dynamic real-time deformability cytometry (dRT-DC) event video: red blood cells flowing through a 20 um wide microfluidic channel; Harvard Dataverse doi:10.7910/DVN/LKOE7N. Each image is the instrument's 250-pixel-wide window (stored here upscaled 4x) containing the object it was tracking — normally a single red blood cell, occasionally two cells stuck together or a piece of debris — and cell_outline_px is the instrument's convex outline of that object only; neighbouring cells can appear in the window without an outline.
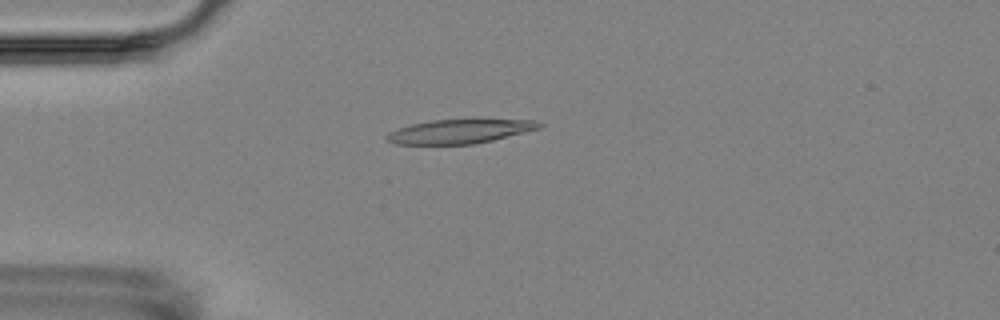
{"species": "Egyptian fruit bat (a non-hibernating species)", "species_latin": "Rousettus aegyptiacus", "temperature_condition": "room temperature", "stored_images_in_passage": 6, "camera_frame_rate_fps": 3000, "um_per_image_px": 0.085, "animal": {"sex": "female"}, "frame": {"image": 1, "passage_image": 4, "time_ms": 3.333, "image_size_px": [1000, 320], "cell_outline_px": [[544, 124], [540, 128], [492, 140], [472, 144], [396, 144], [388, 140], [388, 132], [412, 124], [432, 120], [476, 116], [540, 120]], "centroid_in_image_um": [39.24, 11.09], "position_along_channel_um": 45.8, "area_um2": 22.48}}